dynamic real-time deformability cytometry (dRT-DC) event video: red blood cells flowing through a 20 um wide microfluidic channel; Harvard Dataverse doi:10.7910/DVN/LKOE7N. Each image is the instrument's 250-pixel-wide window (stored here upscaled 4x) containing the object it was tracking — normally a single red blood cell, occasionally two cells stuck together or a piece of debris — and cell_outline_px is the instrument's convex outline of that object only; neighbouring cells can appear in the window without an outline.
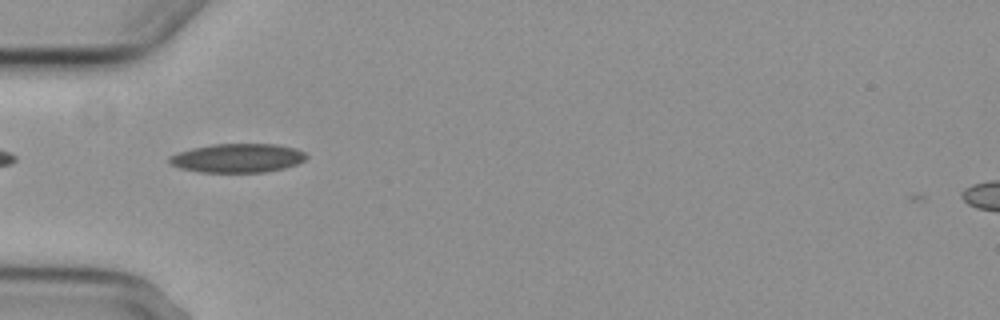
{"species": "common noctule bat (a hibernating species)", "species_latin": "Nyctalus noctula", "temperature_condition": "cold", "stored_images_in_passage": 6, "camera_frame_rate_fps": 3000, "um_per_image_px": 0.085, "animal": {"sex": "female", "body_mass_g": 29.2, "forearm_length_mm": 56.3}, "frame": {"image": 1, "passage_image": 2, "time_ms": 1.0, "image_size_px": [1000, 320], "cell_outline_px": [[308, 156], [304, 160], [296, 164], [284, 168], [264, 172], [200, 172], [180, 168], [172, 164], [168, 160], [168, 156], [176, 152], [192, 148], [212, 144], [276, 144], [296, 148], [304, 152]], "centroid_in_image_um": [20.18, 13.43], "position_along_channel_um": 64.8, "area_um2": 23.12}}
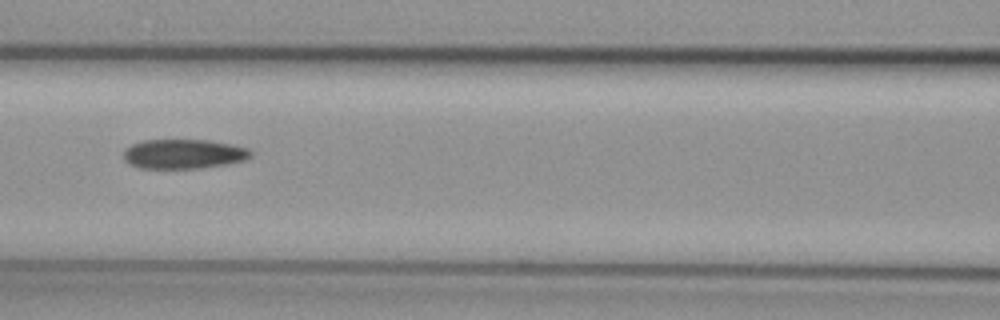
{"frame": {"image": 2, "passage_image": 4, "time_ms": 3.333, "image_size_px": [1000, 320], "cell_outline_px": [[252, 156], [244, 160], [224, 164], [200, 168], [140, 168], [128, 164], [124, 160], [124, 148], [132, 144], [144, 140], [208, 140], [232, 144], [248, 148], [252, 152]], "centroid_in_image_um": [15.58, 13.08], "position_along_channel_um": 151.0, "area_um2": 21.91}}
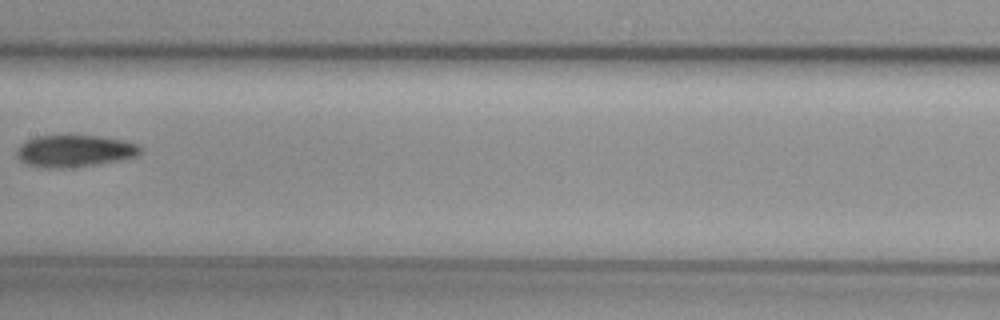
{"frame": {"image": 3, "passage_image": 5, "time_ms": 4.667, "image_size_px": [1000, 320], "cell_outline_px": [[140, 152], [136, 156], [96, 164], [68, 168], [44, 168], [28, 164], [20, 160], [16, 156], [16, 152], [20, 144], [36, 136], [72, 132], [100, 136], [120, 140], [136, 144], [140, 148]], "centroid_in_image_um": [6.26, 12.78], "position_along_channel_um": 201.1, "area_um2": 23.52}}